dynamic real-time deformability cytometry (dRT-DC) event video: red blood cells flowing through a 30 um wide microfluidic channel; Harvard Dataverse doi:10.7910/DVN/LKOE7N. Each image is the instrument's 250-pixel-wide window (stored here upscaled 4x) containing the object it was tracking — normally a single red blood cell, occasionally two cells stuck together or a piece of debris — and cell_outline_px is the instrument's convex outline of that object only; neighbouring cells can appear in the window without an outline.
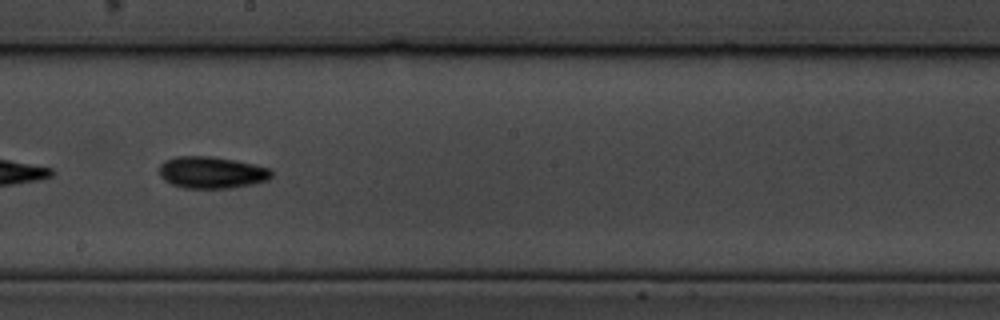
{"species": "common noctule bat (a hibernating species)", "species_latin": "Nyctalus noctula", "temperature_condition": "cold", "stored_images_in_passage": 60, "camera_frame_rate_fps": 3000, "um_per_image_px": 0.085, "animal": {"sex": "male", "body_mass_g": 19.5, "forearm_length_mm": 54.6}, "frame": {"image": 1, "passage_image": 34, "time_ms": 11.0, "image_size_px": [1000, 320], "cell_outline_px": [[272, 176], [268, 180], [252, 184], [232, 188], [184, 188], [172, 184], [164, 180], [160, 176], [160, 164], [164, 160], [176, 156], [208, 156], [232, 160], [252, 164], [268, 168], [272, 172]], "centroid_in_image_um": [17.96, 14.66], "position_along_channel_um": 230.2, "area_um2": 20.69}}
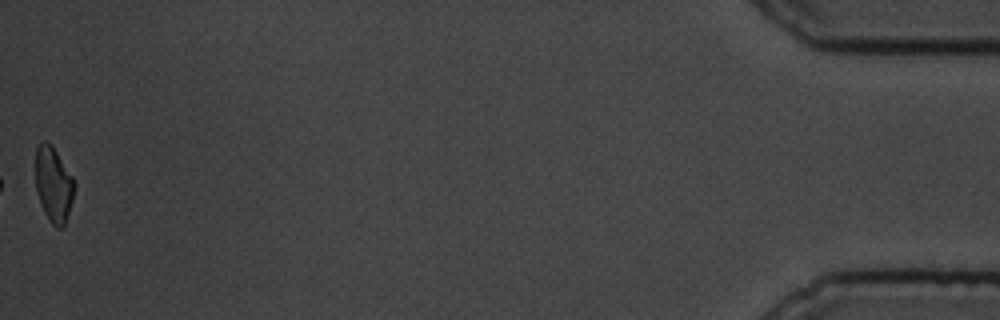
{"frame": {"image": 2, "passage_image": 60, "time_ms": 19.667, "image_size_px": [1000, 320], "cell_outline_px": [[76, 188], [64, 228], [56, 228], [52, 224], [44, 212], [36, 192], [36, 148], [40, 140], [44, 140], [52, 144], [76, 180]], "centroid_in_image_um": [4.58, 15.65], "position_along_channel_um": 430.6, "area_um2": 17.51}, "authors_computed_cell_mechanics": {"area_um2": 20.0566, "velocity_mm_per_s": 3.3737, "shape_relaxation_time_tau1_ms": 2.2101, "shape_relaxation_time_tau2_ms": 7.7294, "deformation_change_tau1": 0.1024, "deformation_change_tau2": 0.1439}}